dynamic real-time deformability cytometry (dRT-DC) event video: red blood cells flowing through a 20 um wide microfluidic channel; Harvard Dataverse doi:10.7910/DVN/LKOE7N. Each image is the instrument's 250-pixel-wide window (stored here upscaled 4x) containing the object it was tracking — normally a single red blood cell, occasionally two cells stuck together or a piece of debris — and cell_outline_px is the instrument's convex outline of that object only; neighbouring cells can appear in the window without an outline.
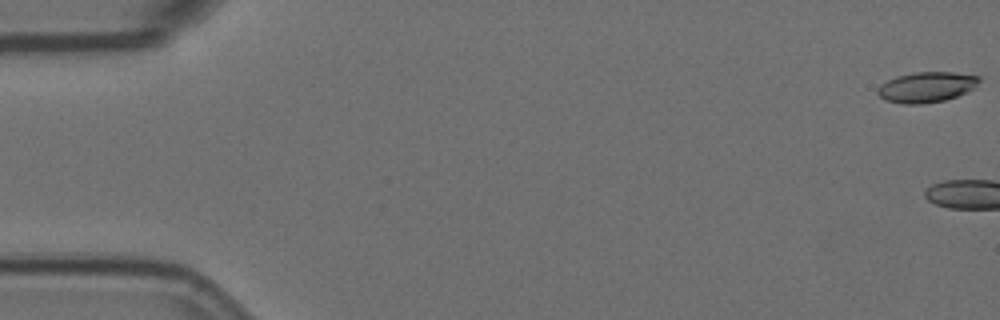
{"species": "Egyptian fruit bat (a non-hibernating species)", "species_latin": "Rousettus aegyptiacus", "temperature_condition": "room temperature", "stored_images_in_passage": 6, "camera_frame_rate_fps": 3000, "um_per_image_px": 0.085, "animal": {"sex": "female"}, "frame": {"image": 1, "passage_image": 1, "time_ms": 0.0, "image_size_px": [1000, 320], "cell_outline_px": [[980, 80], [976, 88], [968, 92], [944, 100], [920, 104], [900, 104], [884, 100], [876, 92], [876, 88], [880, 84], [896, 76], [916, 72], [952, 72], [980, 76]], "centroid_in_image_um": [78.74, 7.4], "position_along_channel_um": 6.3, "area_um2": 18.21}}